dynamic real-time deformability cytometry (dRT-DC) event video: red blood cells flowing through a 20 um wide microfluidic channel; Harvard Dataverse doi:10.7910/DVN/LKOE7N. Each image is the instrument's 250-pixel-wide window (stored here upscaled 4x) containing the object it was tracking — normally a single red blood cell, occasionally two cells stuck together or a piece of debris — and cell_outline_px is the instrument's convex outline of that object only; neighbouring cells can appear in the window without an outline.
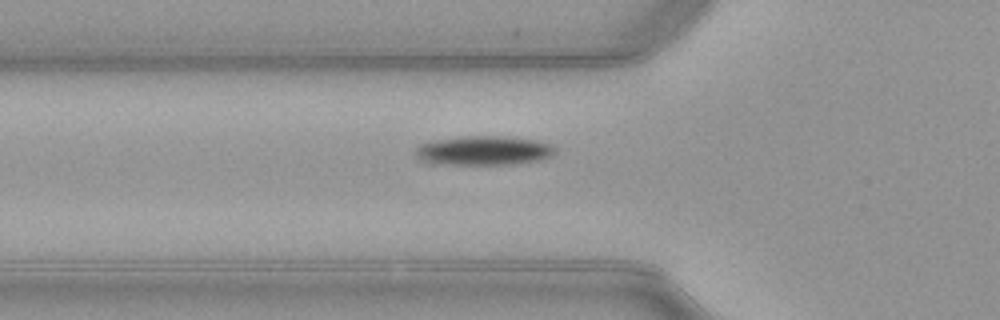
{"species": "common noctule bat (a hibernating species)", "species_latin": "Nyctalus noctula", "temperature_condition": "warm", "stored_images_in_passage": 30, "camera_frame_rate_fps": 3000, "um_per_image_px": 0.085, "animal": {"sex": "female", "body_mass_g": 21.9}, "frame": {"image": 1, "passage_image": 2, "time_ms": 0.333, "image_size_px": [1000, 320], "cell_outline_px": [[556, 152], [552, 156], [540, 160], [512, 164], [452, 164], [428, 160], [420, 156], [420, 148], [424, 144], [436, 140], [464, 136], [504, 136], [536, 140], [548, 144], [556, 148]], "centroid_in_image_um": [41.32, 12.78], "position_along_channel_um": 84.5, "area_um2": 22.83}}
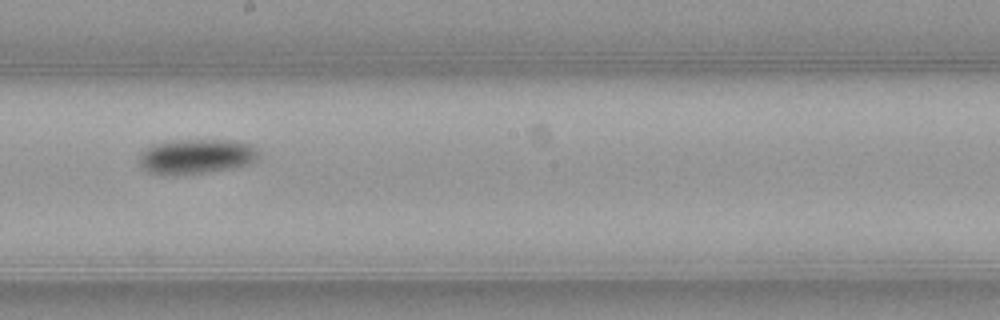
{"frame": {"image": 2, "passage_image": 13, "time_ms": 4.0, "image_size_px": [1000, 320], "cell_outline_px": [[260, 152], [256, 160], [248, 164], [232, 168], [208, 172], [176, 176], [160, 176], [148, 172], [140, 168], [140, 152], [152, 144], [172, 140], [232, 140], [252, 144]], "centroid_in_image_um": [16.64, 13.31], "position_along_channel_um": 231.6, "area_um2": 24.91}}
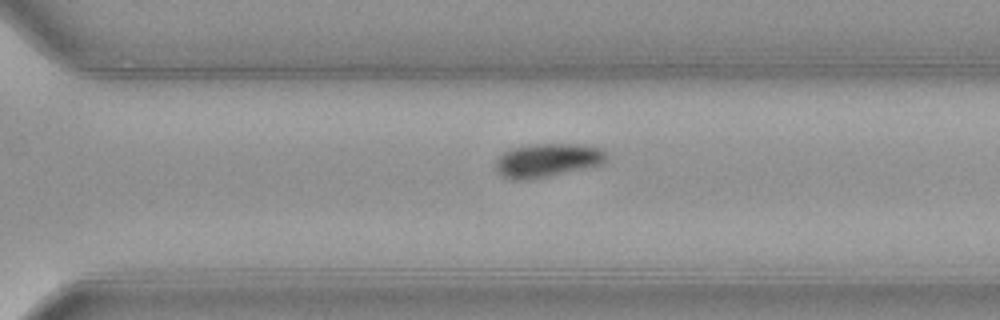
{"frame": {"image": 3, "passage_image": 20, "time_ms": 6.333, "image_size_px": [1000, 320], "cell_outline_px": [[604, 160], [600, 164], [584, 168], [548, 176], [528, 180], [512, 180], [500, 176], [496, 172], [496, 160], [504, 152], [512, 148], [528, 144], [584, 144], [600, 148], [604, 152]], "centroid_in_image_um": [46.44, 13.62], "position_along_channel_um": 324.2, "area_um2": 21.56}, "authors_computed_cell_mechanics": {"area_um2": 23.9003, "velocity_mm_per_s": 3.9767, "shape_relaxation_time_tau1_ms": 1.9796, "shape_relaxation_time_tau2_ms": null, "deformation_change_tau1": 0.0952, "deformation_change_tau2": null}}